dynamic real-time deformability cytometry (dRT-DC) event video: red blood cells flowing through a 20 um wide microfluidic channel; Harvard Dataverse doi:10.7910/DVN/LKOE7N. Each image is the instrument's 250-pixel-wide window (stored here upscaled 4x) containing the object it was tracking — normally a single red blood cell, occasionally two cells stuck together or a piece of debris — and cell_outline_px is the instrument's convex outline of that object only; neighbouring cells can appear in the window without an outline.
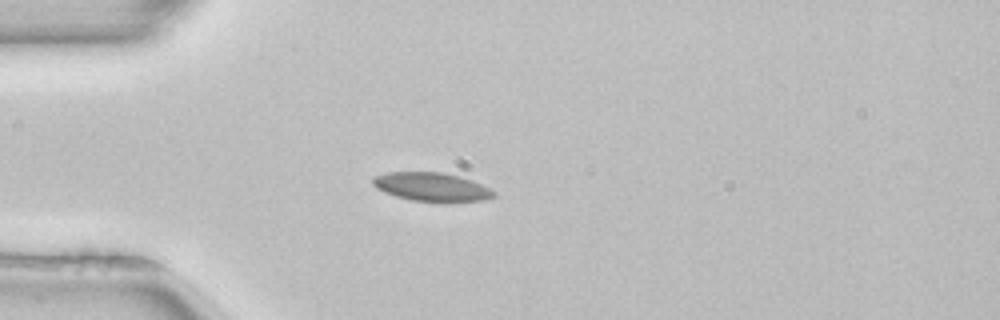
{"species": "common noctule bat (a hibernating species)", "species_latin": "Nyctalus noctula", "temperature_condition": "room temperature", "stored_images_in_passage": 39, "camera_frame_rate_fps": 3000, "um_per_image_px": 0.085, "animal": {"sex": "female", "body_mass_g": 22.7, "forearm_length_mm": 54.2}, "frame": {"image": 1, "passage_image": 1, "time_ms": 0.0, "image_size_px": [1000, 320], "cell_outline_px": [[496, 196], [484, 200], [412, 200], [396, 196], [384, 192], [376, 188], [372, 184], [372, 176], [388, 172], [440, 172], [472, 180], [496, 192]], "centroid_in_image_um": [36.62, 15.86], "position_along_channel_um": 48.4, "area_um2": 19.59}}
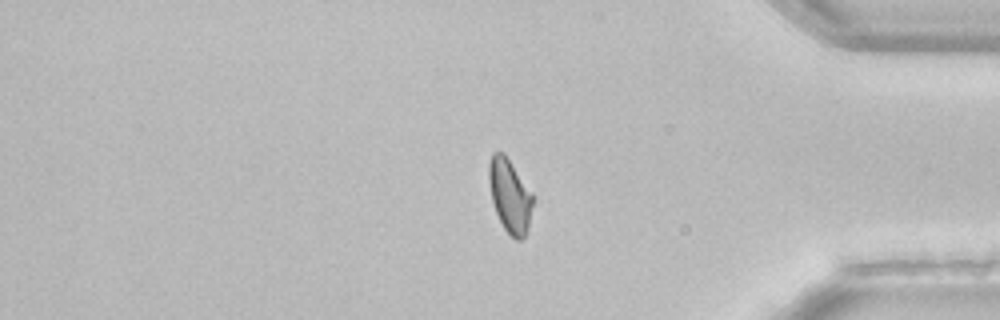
{"frame": {"image": 2, "passage_image": 30, "time_ms": 9.667, "image_size_px": [1000, 320], "cell_outline_px": [[532, 204], [528, 228], [524, 236], [520, 240], [516, 240], [504, 228], [496, 212], [492, 200], [488, 180], [488, 164], [492, 152], [504, 152], [532, 192]], "centroid_in_image_um": [43.31, 16.59], "position_along_channel_um": 391.9, "area_um2": 18.67}}
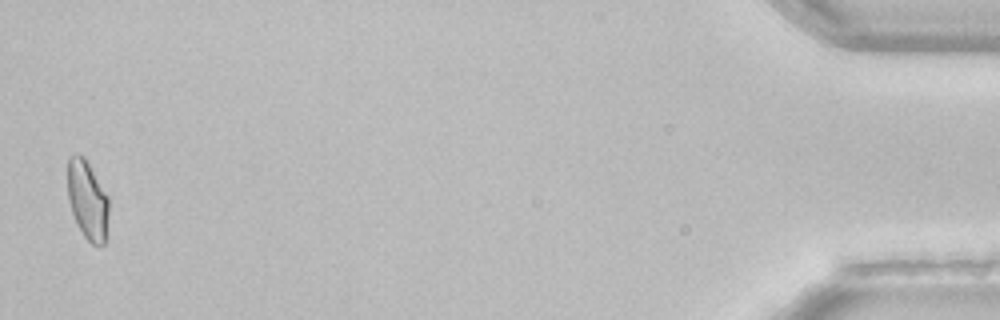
{"frame": {"image": 3, "passage_image": 38, "time_ms": 12.333, "image_size_px": [1000, 320], "cell_outline_px": [[108, 216], [104, 244], [92, 244], [84, 236], [72, 212], [68, 200], [68, 160], [72, 156], [84, 156], [108, 196]], "centroid_in_image_um": [7.44, 17.0], "position_along_channel_um": 427.8, "area_um2": 18.44}, "authors_computed_cell_mechanics": {"area_um2": 19.0162, "velocity_mm_per_s": 3.9632, "shape_relaxation_time_tau1_ms": 4.7266, "shape_relaxation_time_tau2_ms": 2.1096, "deformation_change_tau1": 0.0958, "deformation_change_tau2": 0.0528}}